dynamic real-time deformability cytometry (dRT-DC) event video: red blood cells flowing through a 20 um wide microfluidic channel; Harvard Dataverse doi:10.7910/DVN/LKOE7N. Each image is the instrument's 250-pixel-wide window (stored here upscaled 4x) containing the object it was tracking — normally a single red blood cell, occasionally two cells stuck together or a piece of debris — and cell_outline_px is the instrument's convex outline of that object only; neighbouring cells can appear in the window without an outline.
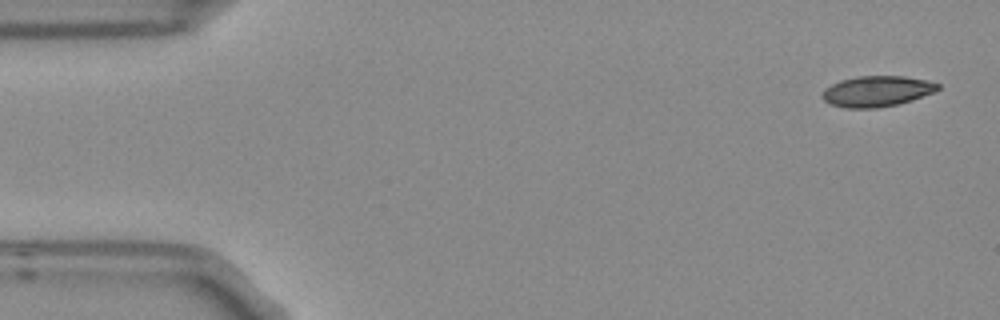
{"species": "Egyptian fruit bat (a non-hibernating species)", "species_latin": "Rousettus aegyptiacus", "temperature_condition": "room temperature", "stored_images_in_passage": 5, "camera_frame_rate_fps": 3000, "um_per_image_px": 0.085, "frame": {"image": 1, "passage_image": 1, "time_ms": 0.0, "image_size_px": [1000, 320], "cell_outline_px": [[940, 88], [932, 92], [912, 100], [900, 104], [876, 108], [844, 108], [832, 104], [824, 100], [820, 96], [832, 84], [840, 80], [860, 76], [904, 76], [928, 80], [940, 84]], "centroid_in_image_um": [74.56, 7.76], "position_along_channel_um": 10.4, "area_um2": 20.58}}
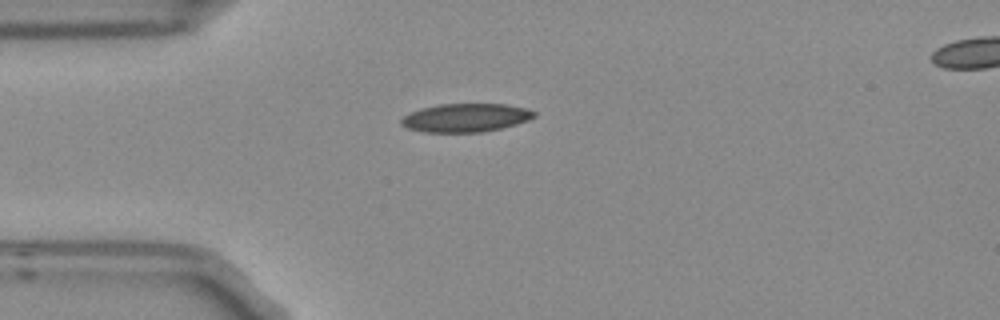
{"frame": {"image": 2, "passage_image": 4, "time_ms": 1.0, "image_size_px": [1000, 320], "cell_outline_px": [[536, 116], [528, 120], [516, 124], [500, 128], [480, 132], [424, 132], [408, 128], [400, 124], [400, 120], [408, 112], [420, 108], [440, 104], [504, 104], [524, 108], [536, 112]], "centroid_in_image_um": [39.54, 10.0], "position_along_channel_um": 45.5, "area_um2": 21.96}}